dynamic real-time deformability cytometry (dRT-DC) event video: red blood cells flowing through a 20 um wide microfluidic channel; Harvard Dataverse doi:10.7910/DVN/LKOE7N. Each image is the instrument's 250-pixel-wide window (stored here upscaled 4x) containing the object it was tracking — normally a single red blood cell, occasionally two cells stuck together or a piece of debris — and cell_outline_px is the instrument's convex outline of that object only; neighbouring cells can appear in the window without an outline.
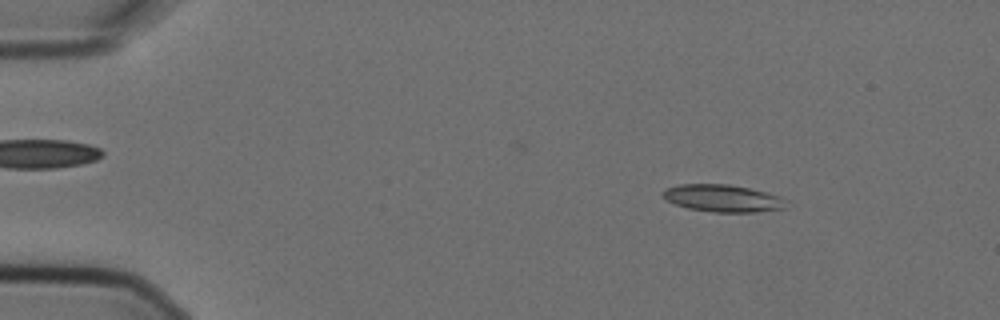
{"species": "Egyptian fruit bat (a non-hibernating species)", "species_latin": "Rousettus aegyptiacus", "temperature_condition": "cold", "stored_images_in_passage": 4, "camera_frame_rate_fps": 3000, "um_per_image_px": 0.085, "animal": {"sex": "female"}, "frame": {"image": 1, "passage_image": 2, "time_ms": 0.333, "image_size_px": [1000, 320], "cell_outline_px": [[788, 208], [756, 212], [712, 212], [688, 208], [676, 204], [660, 196], [660, 192], [664, 188], [680, 184], [728, 184], [748, 188], [780, 196], [788, 200]], "centroid_in_image_um": [61.44, 16.85], "position_along_channel_um": 23.6, "area_um2": 19.83}}